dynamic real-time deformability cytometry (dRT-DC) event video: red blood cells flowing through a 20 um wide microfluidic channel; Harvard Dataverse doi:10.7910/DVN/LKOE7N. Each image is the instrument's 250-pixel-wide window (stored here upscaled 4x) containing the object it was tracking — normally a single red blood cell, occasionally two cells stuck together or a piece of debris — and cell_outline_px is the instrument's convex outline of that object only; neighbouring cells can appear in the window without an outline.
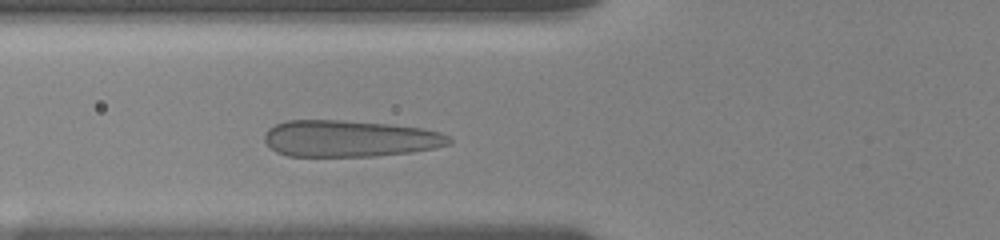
{"species": "human", "species_latin": "Homo sapiens", "temperature_condition": "room temperature", "stored_images_in_passage": 8, "camera_frame_rate_fps": 3000, "um_per_image_px": 0.085, "donor": {"sex": "female"}, "frame": {"image": 1, "passage_image": 8, "time_ms": 3.667, "image_size_px": [1000, 240], "cell_outline_px": [[452, 140], [448, 144], [432, 148], [408, 152], [376, 156], [288, 156], [276, 152], [264, 140], [264, 136], [268, 128], [284, 120], [340, 120], [388, 124], [420, 128], [440, 132], [448, 136]], "centroid_in_image_um": [29.66, 11.77], "position_along_channel_um": 96.1, "area_um2": 39.13}}